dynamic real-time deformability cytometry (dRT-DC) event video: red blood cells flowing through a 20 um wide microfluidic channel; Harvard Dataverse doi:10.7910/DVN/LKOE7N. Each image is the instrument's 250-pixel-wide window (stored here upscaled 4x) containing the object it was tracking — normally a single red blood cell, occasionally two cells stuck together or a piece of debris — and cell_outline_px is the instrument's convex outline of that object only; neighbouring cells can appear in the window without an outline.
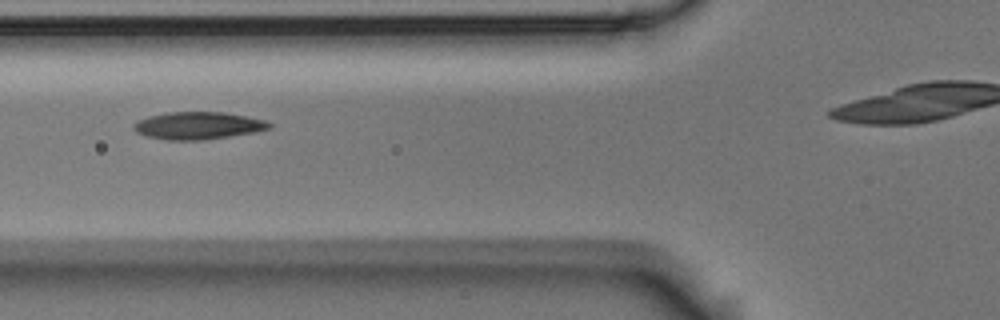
{"species": "Egyptian fruit bat (a non-hibernating species)", "species_latin": "Rousettus aegyptiacus", "temperature_condition": "room temperature", "stored_images_in_passage": 6, "camera_frame_rate_fps": 3000, "um_per_image_px": 0.085, "animal": {"sex": "male"}, "frame": {"image": 1, "passage_image": 2, "time_ms": 0.333, "image_size_px": [1000, 320], "cell_outline_px": [[272, 128], [256, 132], [204, 140], [168, 140], [144, 136], [136, 132], [132, 128], [132, 124], [136, 120], [148, 116], [168, 112], [224, 112], [264, 120], [272, 124]], "centroid_in_image_um": [16.79, 10.68], "position_along_channel_um": 109.0, "area_um2": 21.85}}
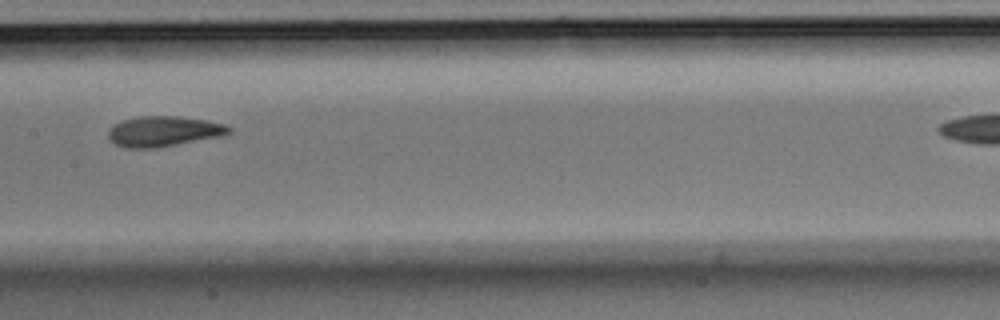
{"frame": {"image": 2, "passage_image": 4, "time_ms": 1.0, "image_size_px": [1000, 320], "cell_outline_px": [[232, 132], [220, 136], [160, 148], [124, 148], [116, 144], [108, 136], [108, 128], [112, 124], [120, 120], [140, 116], [180, 116], [204, 120], [224, 124], [232, 128]], "centroid_in_image_um": [13.87, 11.16], "position_along_channel_um": 193.5, "area_um2": 21.56}}
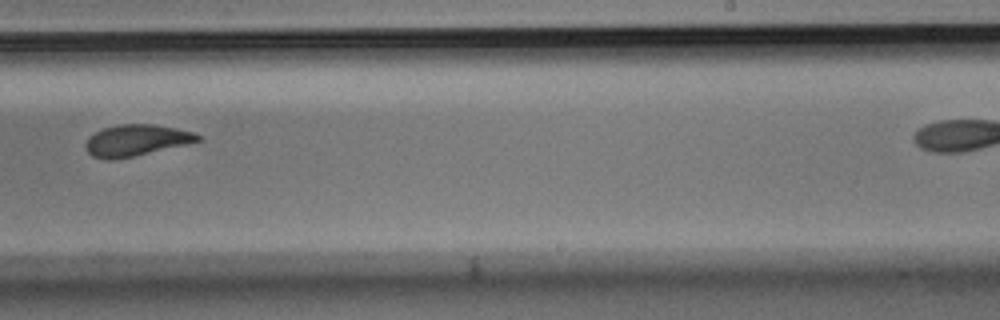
{"frame": {"image": 3, "passage_image": 6, "time_ms": 1.667, "image_size_px": [1000, 320], "cell_outline_px": [[200, 140], [184, 144], [132, 156], [112, 160], [108, 160], [92, 156], [84, 148], [84, 144], [88, 136], [104, 128], [116, 124], [152, 124], [192, 132], [200, 136]], "centroid_in_image_um": [11.47, 11.92], "position_along_channel_um": 277.5, "area_um2": 20.06}}